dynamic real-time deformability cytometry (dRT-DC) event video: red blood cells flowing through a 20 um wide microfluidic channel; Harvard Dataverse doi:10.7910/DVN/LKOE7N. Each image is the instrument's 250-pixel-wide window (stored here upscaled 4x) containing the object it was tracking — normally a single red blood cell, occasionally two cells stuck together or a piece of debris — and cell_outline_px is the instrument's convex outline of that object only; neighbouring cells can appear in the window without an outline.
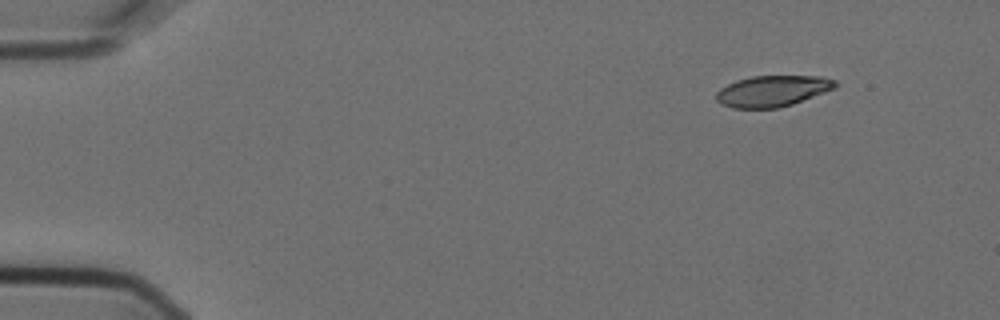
{"species": "Egyptian fruit bat (a non-hibernating species)", "species_latin": "Rousettus aegyptiacus", "temperature_condition": "cold", "stored_images_in_passage": 4, "camera_frame_rate_fps": 3000, "um_per_image_px": 0.085, "animal": {"sex": "female"}, "frame": {"image": 1, "passage_image": 1, "time_ms": 0.0, "image_size_px": [1000, 320], "cell_outline_px": [[840, 84], [836, 88], [792, 104], [776, 108], [732, 108], [720, 104], [716, 100], [716, 92], [720, 88], [736, 80], [752, 76], [820, 76], [836, 80]], "centroid_in_image_um": [65.66, 7.73], "position_along_channel_um": 19.3, "area_um2": 21.68}}
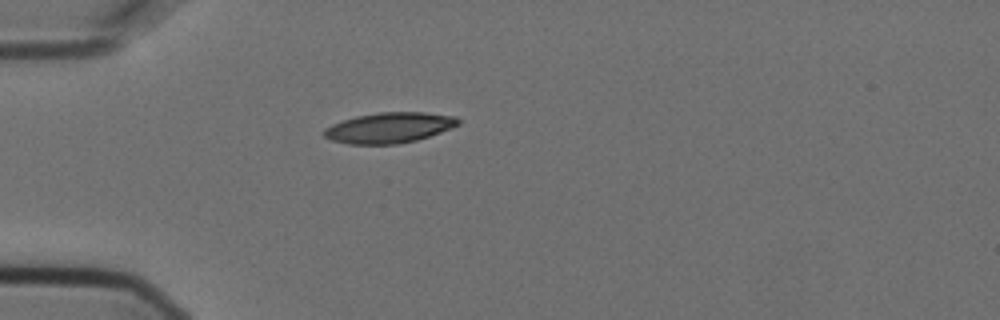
{"frame": {"image": 2, "passage_image": 4, "time_ms": 1.0, "image_size_px": [1000, 320], "cell_outline_px": [[460, 124], [452, 128], [416, 140], [396, 144], [348, 144], [332, 140], [324, 136], [324, 128], [332, 124], [356, 116], [380, 112], [424, 112], [456, 116], [460, 120]], "centroid_in_image_um": [33.1, 10.85], "position_along_channel_um": 51.9, "area_um2": 23.76}}